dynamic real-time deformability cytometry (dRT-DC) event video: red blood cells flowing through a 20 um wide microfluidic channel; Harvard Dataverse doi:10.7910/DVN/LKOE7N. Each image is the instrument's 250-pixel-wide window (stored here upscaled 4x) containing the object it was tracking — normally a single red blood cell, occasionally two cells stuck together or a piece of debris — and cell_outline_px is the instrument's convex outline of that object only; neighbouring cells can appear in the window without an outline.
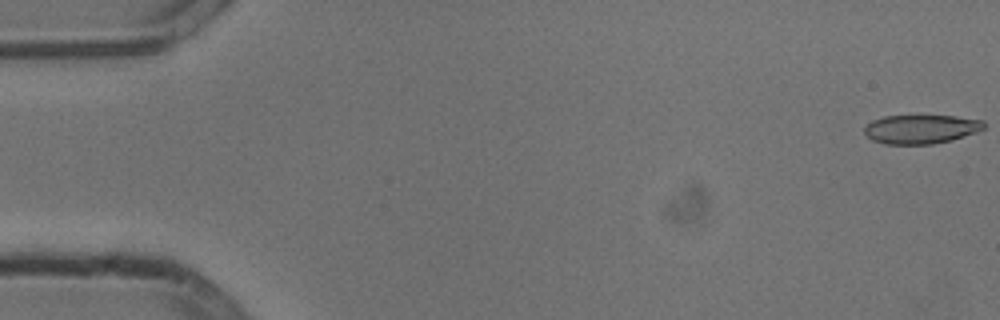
{"species": "common noctule bat (a hibernating species)", "species_latin": "Nyctalus noctula", "temperature_condition": "cold", "stored_images_in_passage": 54, "camera_frame_rate_fps": 3000, "um_per_image_px": 0.085, "animal": {"sex": "male", "body_mass_g": 13.3}, "frame": {"image": 1, "passage_image": 1, "time_ms": 0.0, "image_size_px": [1000, 320], "cell_outline_px": [[984, 128], [948, 140], [932, 144], [888, 144], [872, 140], [864, 132], [864, 128], [872, 120], [884, 116], [956, 116], [984, 120]], "centroid_in_image_um": [78.23, 10.96], "position_along_channel_um": 6.8, "area_um2": 19.71}}
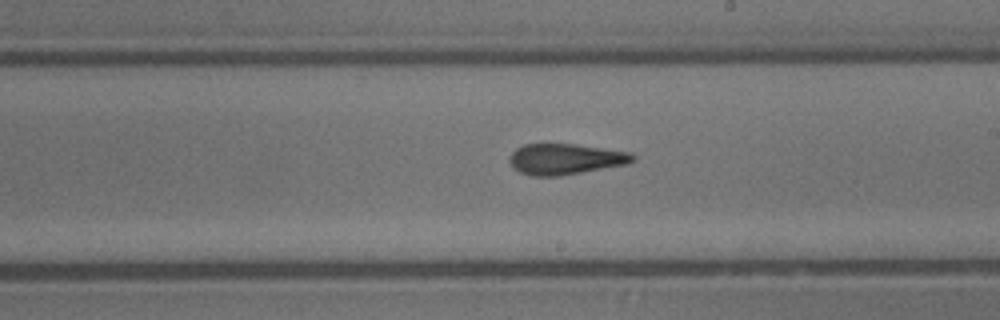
{"frame": {"image": 2, "passage_image": 31, "time_ms": 10.0, "image_size_px": [1000, 320], "cell_outline_px": [[632, 160], [624, 164], [560, 176], [532, 176], [520, 172], [512, 168], [508, 160], [512, 152], [516, 148], [524, 144], [572, 144], [632, 152]], "centroid_in_image_um": [47.96, 13.52], "position_along_channel_um": 241.0, "area_um2": 21.85}}
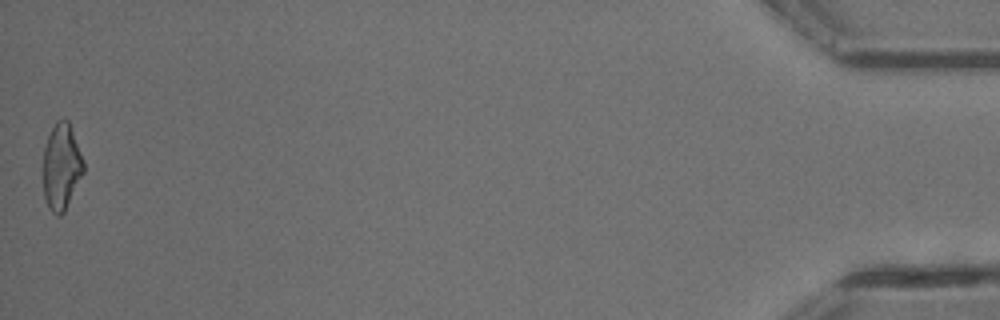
{"frame": {"image": 3, "passage_image": 54, "time_ms": 17.667, "image_size_px": [1000, 320], "cell_outline_px": [[84, 172], [64, 212], [60, 216], [56, 216], [48, 208], [44, 196], [44, 148], [48, 136], [56, 120], [64, 116], [68, 120], [84, 160]], "centroid_in_image_um": [5.23, 14.15], "position_along_channel_um": 430.0, "area_um2": 20.35}, "authors_computed_cell_mechanics": {"area_um2": 21.6172, "velocity_mm_per_s": 3.8051, "shape_relaxation_time_tau1_ms": 6.0484, "shape_relaxation_time_tau2_ms": 2.6812, "deformation_change_tau1": 0.1643, "deformation_change_tau2": 0.1188}}